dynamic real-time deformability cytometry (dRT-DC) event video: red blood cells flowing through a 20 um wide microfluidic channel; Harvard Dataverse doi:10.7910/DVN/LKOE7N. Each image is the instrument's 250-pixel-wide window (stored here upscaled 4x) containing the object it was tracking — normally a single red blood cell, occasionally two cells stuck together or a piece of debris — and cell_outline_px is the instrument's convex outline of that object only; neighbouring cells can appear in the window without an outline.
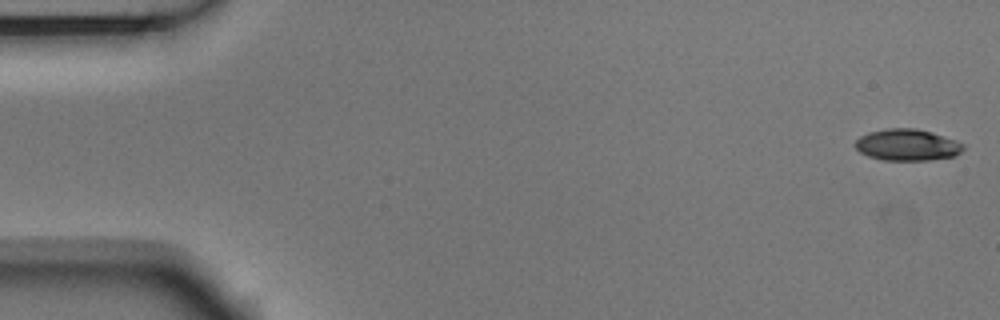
{"species": "Egyptian fruit bat (a non-hibernating species)", "species_latin": "Rousettus aegyptiacus", "temperature_condition": "room temperature", "stored_images_in_passage": 54, "camera_frame_rate_fps": 3000, "um_per_image_px": 0.085, "animal": {"sex": "male"}, "frame": {"image": 1, "passage_image": 1, "time_ms": 0.0, "image_size_px": [1000, 320], "cell_outline_px": [[964, 148], [960, 152], [952, 156], [928, 160], [884, 160], [868, 156], [860, 152], [856, 148], [856, 140], [860, 136], [868, 132], [888, 128], [916, 128], [932, 132], [956, 140], [964, 144]], "centroid_in_image_um": [77.11, 12.3], "position_along_channel_um": 7.9, "area_um2": 19.77}}
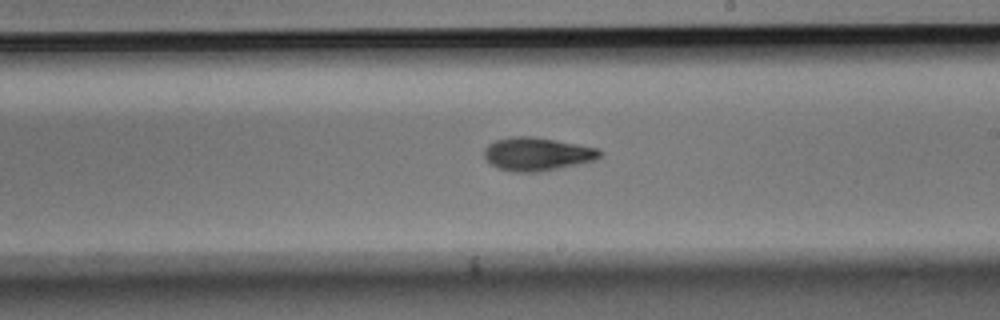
{"frame": {"image": 2, "passage_image": 31, "time_ms": 10.0, "image_size_px": [1000, 320], "cell_outline_px": [[600, 156], [596, 160], [540, 172], [512, 172], [496, 168], [484, 156], [484, 148], [488, 144], [496, 140], [508, 136], [532, 136], [556, 140], [600, 148]], "centroid_in_image_um": [45.64, 13.09], "position_along_channel_um": 243.4, "area_um2": 22.54}}
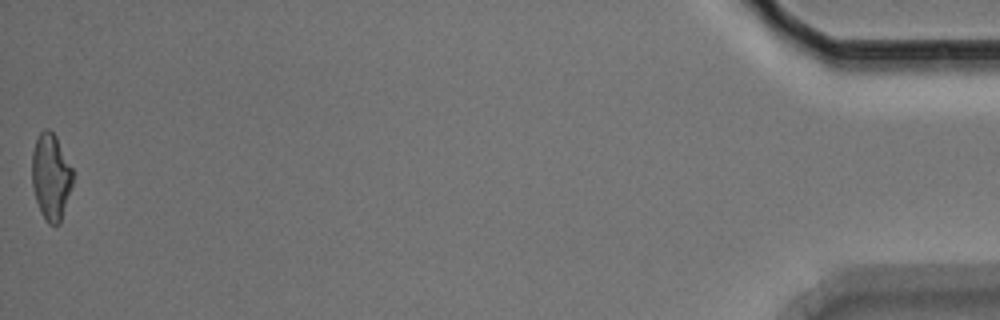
{"frame": {"image": 3, "passage_image": 54, "time_ms": 17.667, "image_size_px": [1000, 320], "cell_outline_px": [[72, 184], [60, 224], [48, 224], [44, 220], [40, 212], [36, 200], [32, 184], [32, 152], [36, 140], [40, 132], [44, 128], [48, 128], [56, 136], [72, 168]], "centroid_in_image_um": [4.31, 15.03], "position_along_channel_um": 430.9, "area_um2": 20.46}, "authors_computed_cell_mechanics": {"area_um2": 20.9525, "velocity_mm_per_s": 3.7139, "shape_relaxation_time_tau1_ms": 3.7923, "shape_relaxation_time_tau2_ms": 3.655, "deformation_change_tau1": 0.1382, "deformation_change_tau2": 0.1059}}